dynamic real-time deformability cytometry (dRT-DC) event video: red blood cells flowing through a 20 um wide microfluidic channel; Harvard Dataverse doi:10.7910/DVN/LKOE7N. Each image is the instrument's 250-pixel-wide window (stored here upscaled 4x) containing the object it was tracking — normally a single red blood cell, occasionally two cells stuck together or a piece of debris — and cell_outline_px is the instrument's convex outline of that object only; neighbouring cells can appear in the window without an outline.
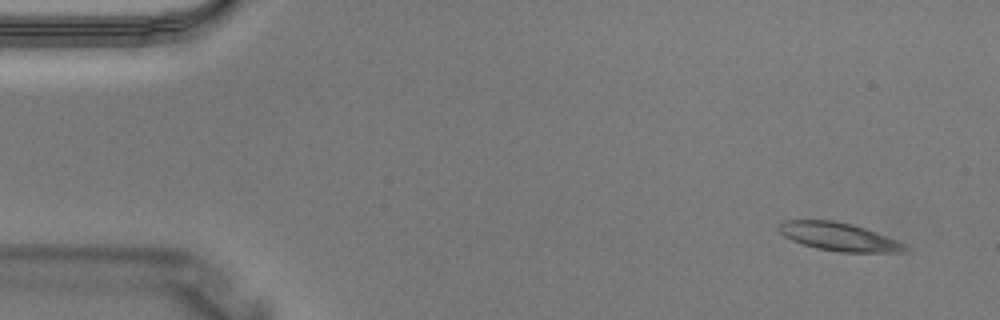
{"species": "Egyptian fruit bat (a non-hibernating species)", "species_latin": "Rousettus aegyptiacus", "temperature_condition": "warm", "stored_images_in_passage": 3, "camera_frame_rate_fps": 3000, "um_per_image_px": 0.085, "animal": {"sex": "male"}, "frame": {"image": 1, "passage_image": 1, "time_ms": 0.0, "image_size_px": [1000, 320], "cell_outline_px": [[912, 248], [904, 252], [840, 252], [816, 248], [792, 240], [784, 236], [776, 228], [784, 220], [832, 220], [852, 224], [876, 232], [896, 240]], "centroid_in_image_um": [71.31, 20.12], "position_along_channel_um": 13.7, "area_um2": 20.63}}